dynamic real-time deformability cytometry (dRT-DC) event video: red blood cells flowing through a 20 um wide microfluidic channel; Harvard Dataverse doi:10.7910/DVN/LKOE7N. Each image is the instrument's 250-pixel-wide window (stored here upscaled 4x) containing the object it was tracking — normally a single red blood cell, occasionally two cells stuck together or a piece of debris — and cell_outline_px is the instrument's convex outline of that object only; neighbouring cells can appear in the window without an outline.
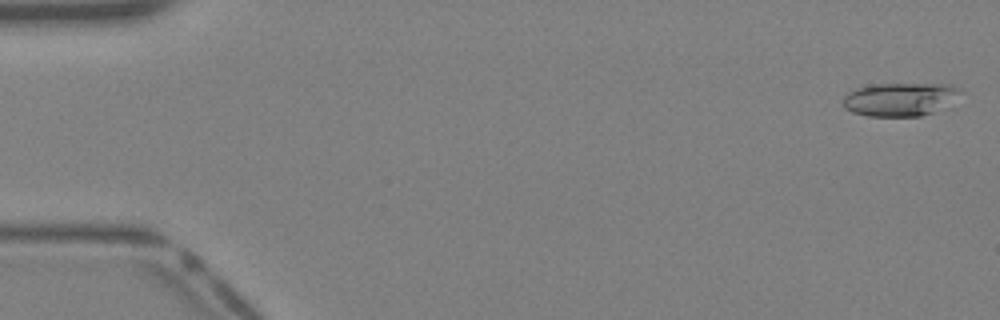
{"species": "Egyptian fruit bat (a non-hibernating species)", "species_latin": "Rousettus aegyptiacus", "temperature_condition": "warm", "stored_images_in_passage": 39, "camera_frame_rate_fps": 3000, "um_per_image_px": 0.085, "animal": {"sex": "female"}, "frame": {"image": 1, "passage_image": 1, "time_ms": 0.0, "image_size_px": [1000, 320], "cell_outline_px": [[964, 92], [948, 108], [920, 116], [868, 116], [852, 112], [844, 108], [840, 104], [844, 96], [848, 92], [856, 88], [872, 84], [952, 84], [960, 88]], "centroid_in_image_um": [76.56, 8.44], "position_along_channel_um": 8.4, "area_um2": 23.52}}
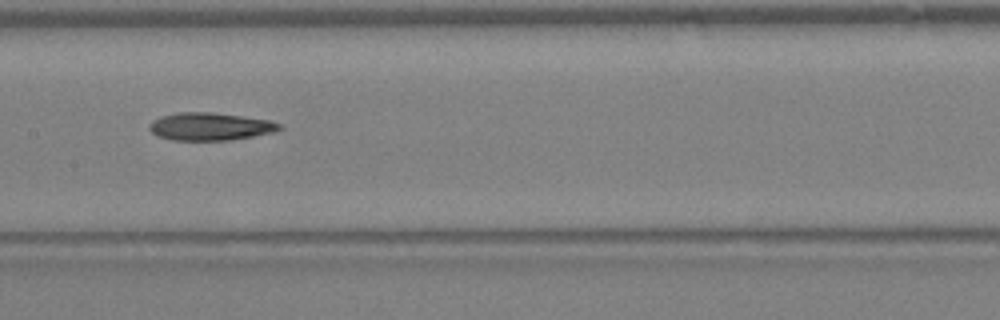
{"frame": {"image": 2, "passage_image": 20, "time_ms": 6.333, "image_size_px": [1000, 320], "cell_outline_px": [[284, 128], [272, 132], [252, 136], [228, 140], [172, 140], [160, 136], [152, 132], [148, 128], [148, 124], [152, 120], [160, 116], [176, 112], [208, 112], [272, 120], [280, 124]], "centroid_in_image_um": [17.83, 10.74], "position_along_channel_um": 189.6, "area_um2": 20.92}}
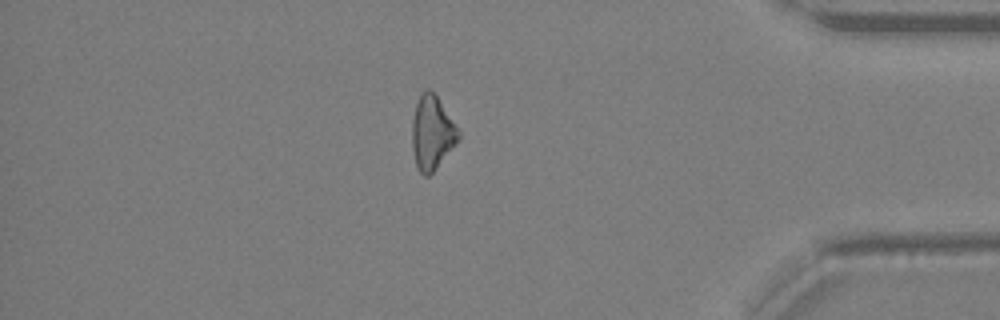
{"frame": {"image": 3, "passage_image": 34, "time_ms": 11.0, "image_size_px": [1000, 320], "cell_outline_px": [[460, 136], [432, 172], [428, 176], [424, 176], [416, 168], [412, 152], [412, 120], [416, 104], [420, 92], [424, 88], [428, 88], [436, 96], [460, 132]], "centroid_in_image_um": [36.66, 11.27], "position_along_channel_um": 398.5, "area_um2": 19.54}}